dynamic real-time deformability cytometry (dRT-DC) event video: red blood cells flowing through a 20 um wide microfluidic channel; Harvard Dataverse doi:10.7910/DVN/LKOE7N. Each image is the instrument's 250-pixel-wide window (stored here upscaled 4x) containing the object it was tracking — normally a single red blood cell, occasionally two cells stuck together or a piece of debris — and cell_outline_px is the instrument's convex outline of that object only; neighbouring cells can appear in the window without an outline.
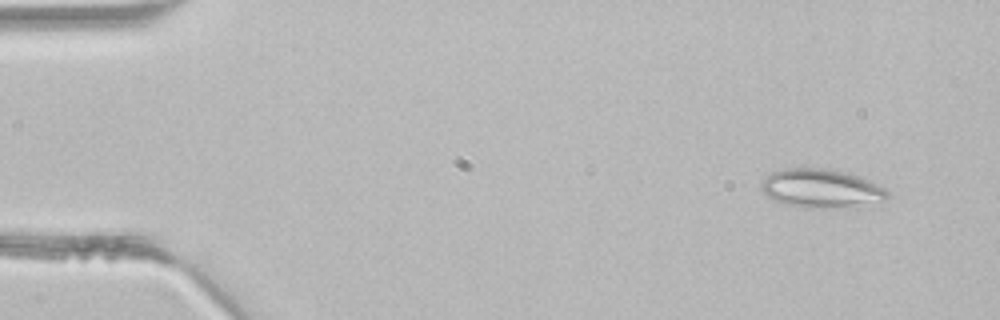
{"species": "common noctule bat (a hibernating species)", "species_latin": "Nyctalus noctula", "temperature_condition": "room temperature", "stored_images_in_passage": 3, "camera_frame_rate_fps": 3000, "um_per_image_px": 0.085, "animal": {"sex": "male", "body_mass_g": 21.5, "forearm_length_mm": 52.0}, "frame": {"image": 1, "passage_image": 1, "time_ms": 0.0, "image_size_px": [1000, 320], "cell_outline_px": [[888, 196], [884, 200], [856, 208], [804, 208], [784, 204], [768, 196], [760, 188], [760, 180], [772, 172], [784, 168], [824, 168], [848, 172], [868, 180], [884, 188], [888, 192]], "centroid_in_image_um": [69.8, 16.03], "position_along_channel_um": 15.2, "area_um2": 28.9}}